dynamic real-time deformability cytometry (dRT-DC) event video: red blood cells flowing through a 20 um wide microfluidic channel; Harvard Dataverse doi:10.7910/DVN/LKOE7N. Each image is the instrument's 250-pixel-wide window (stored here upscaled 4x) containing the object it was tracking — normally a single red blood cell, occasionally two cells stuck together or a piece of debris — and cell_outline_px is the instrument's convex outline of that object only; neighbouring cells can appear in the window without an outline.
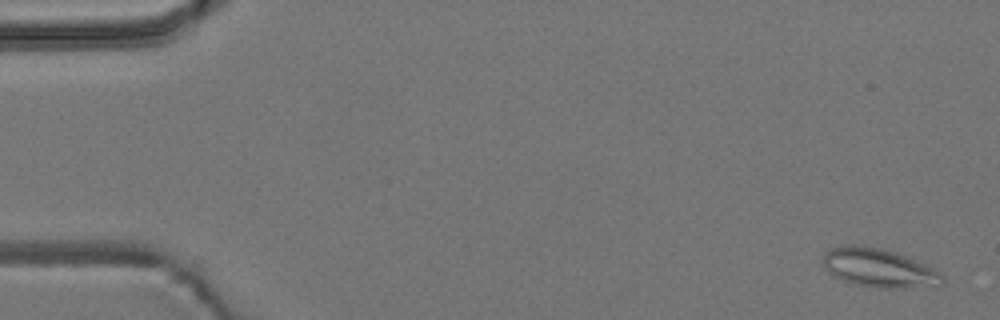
{"species": "common noctule bat (a hibernating species)", "species_latin": "Nyctalus noctula", "temperature_condition": "room temperature", "stored_images_in_passage": 5, "camera_frame_rate_fps": 3000, "um_per_image_px": 0.085, "animal": {"sex": "male", "body_mass_g": 19.2, "forearm_length_mm": 51.8}, "frame": {"image": 1, "passage_image": 1, "time_ms": 0.0, "image_size_px": [1000, 320], "cell_outline_px": [[944, 284], [904, 288], [876, 288], [856, 284], [844, 280], [828, 272], [824, 268], [824, 256], [832, 248], [852, 244], [880, 248], [896, 252], [916, 260], [940, 272], [944, 276]], "centroid_in_image_um": [74.74, 22.78], "position_along_channel_um": 10.3, "area_um2": 26.59}}